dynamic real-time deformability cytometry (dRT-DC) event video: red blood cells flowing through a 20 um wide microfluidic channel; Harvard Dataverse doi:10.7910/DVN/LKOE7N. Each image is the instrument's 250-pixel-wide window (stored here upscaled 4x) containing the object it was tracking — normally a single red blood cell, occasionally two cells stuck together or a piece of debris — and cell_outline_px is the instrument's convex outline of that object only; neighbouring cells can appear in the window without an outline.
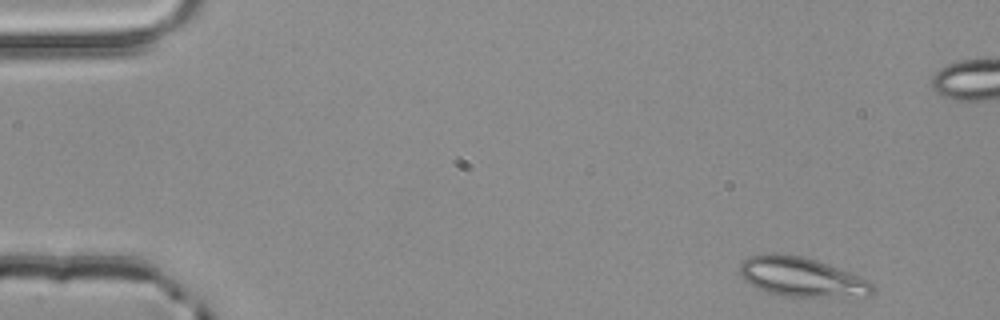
{"species": "common noctule bat (a hibernating species)", "species_latin": "Nyctalus noctula", "temperature_condition": "room temperature", "stored_images_in_passage": 4, "camera_frame_rate_fps": 3000, "um_per_image_px": 0.085, "animal": {"sex": "male", "body_mass_g": 20.4}, "frame": {"image": 1, "passage_image": 1, "time_ms": 0.0, "image_size_px": [1000, 320], "cell_outline_px": [[876, 288], [872, 296], [780, 296], [768, 292], [744, 280], [740, 276], [740, 264], [748, 256], [760, 252], [772, 252], [804, 256], [828, 264], [868, 280]], "centroid_in_image_um": [68.11, 23.52], "position_along_channel_um": 16.9, "area_um2": 30.58}}